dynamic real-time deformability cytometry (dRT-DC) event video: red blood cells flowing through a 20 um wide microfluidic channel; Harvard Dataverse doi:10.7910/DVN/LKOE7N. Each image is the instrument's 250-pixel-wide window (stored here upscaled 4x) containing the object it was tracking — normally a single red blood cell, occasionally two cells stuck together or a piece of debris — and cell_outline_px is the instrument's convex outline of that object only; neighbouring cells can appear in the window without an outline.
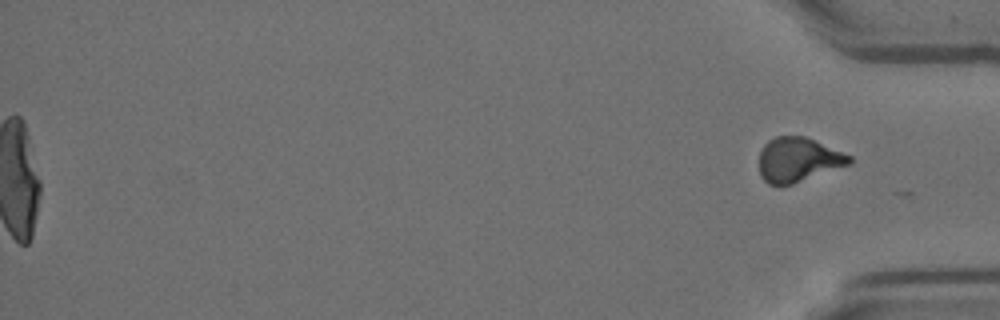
{"species": "Egyptian fruit bat (a non-hibernating species)", "species_latin": "Rousettus aegyptiacus", "temperature_condition": "room temperature", "stored_images_in_passage": 55, "segment_of_instrument_passage": [2, 2], "camera_frame_rate_fps": 3000, "um_per_image_px": 0.085, "animal": {"sex": "female"}, "frame": {"image": 1, "passage_image": 55, "time_ms": 18.0, "image_size_px": [1000, 320], "cell_outline_px": [[852, 164], [792, 184], [768, 184], [760, 176], [760, 152], [764, 144], [768, 140], [776, 136], [804, 136], [852, 156]], "centroid_in_image_um": [67.85, 13.57], "position_along_channel_um": 367.3, "area_um2": 23.24}}